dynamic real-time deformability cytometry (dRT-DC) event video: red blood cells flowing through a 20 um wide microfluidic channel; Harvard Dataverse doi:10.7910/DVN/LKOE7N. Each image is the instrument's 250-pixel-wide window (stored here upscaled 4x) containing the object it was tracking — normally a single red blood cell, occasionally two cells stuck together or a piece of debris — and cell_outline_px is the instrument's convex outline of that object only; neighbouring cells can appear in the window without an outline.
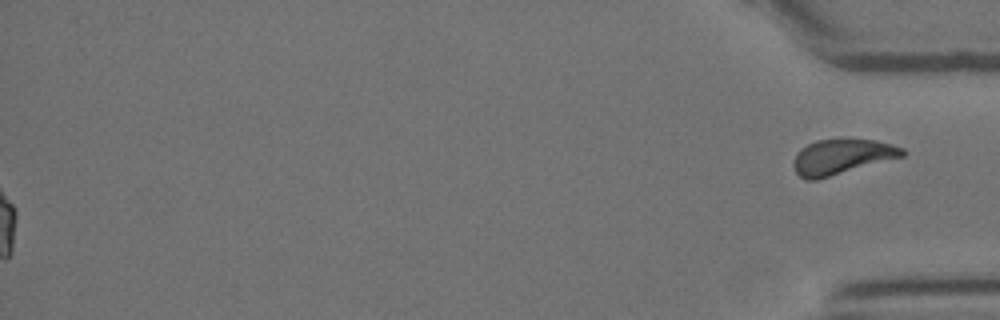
{"species": "Egyptian fruit bat (a non-hibernating species)", "species_latin": "Rousettus aegyptiacus", "temperature_condition": "room temperature", "stored_images_in_passage": 51, "segment_of_instrument_passage": [2, 2], "camera_frame_rate_fps": 3000, "um_per_image_px": 0.085, "animal": {"sex": "female"}, "frame": {"image": 1, "passage_image": 51, "time_ms": 16.667, "image_size_px": [1000, 320], "cell_outline_px": [[908, 152], [904, 156], [816, 180], [804, 180], [796, 172], [792, 164], [796, 152], [800, 148], [816, 140], [876, 140], [904, 148]], "centroid_in_image_um": [71.54, 13.33], "position_along_channel_um": 363.7, "area_um2": 22.2}}